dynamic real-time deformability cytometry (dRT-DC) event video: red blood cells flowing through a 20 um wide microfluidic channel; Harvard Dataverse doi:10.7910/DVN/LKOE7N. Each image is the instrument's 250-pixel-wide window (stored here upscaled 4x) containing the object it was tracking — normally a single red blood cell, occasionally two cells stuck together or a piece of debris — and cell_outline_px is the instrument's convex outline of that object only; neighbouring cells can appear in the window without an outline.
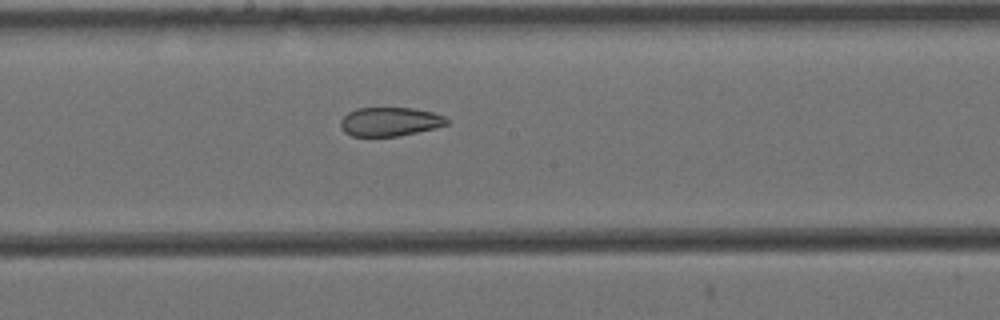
{"species": "Egyptian fruit bat (a non-hibernating species)", "species_latin": "Rousettus aegyptiacus", "temperature_condition": "cold", "stored_images_in_passage": 8, "camera_frame_rate_fps": 3000, "um_per_image_px": 0.085, "animal": {"sex": "female"}, "frame": {"image": 1, "passage_image": 8, "time_ms": 2.333, "image_size_px": [1000, 320], "cell_outline_px": [[448, 124], [436, 128], [400, 136], [352, 136], [344, 132], [340, 128], [340, 120], [348, 112], [356, 108], [412, 108], [432, 112], [444, 116], [448, 120]], "centroid_in_image_um": [33.12, 10.35], "position_along_channel_um": 215.1, "area_um2": 17.98}}